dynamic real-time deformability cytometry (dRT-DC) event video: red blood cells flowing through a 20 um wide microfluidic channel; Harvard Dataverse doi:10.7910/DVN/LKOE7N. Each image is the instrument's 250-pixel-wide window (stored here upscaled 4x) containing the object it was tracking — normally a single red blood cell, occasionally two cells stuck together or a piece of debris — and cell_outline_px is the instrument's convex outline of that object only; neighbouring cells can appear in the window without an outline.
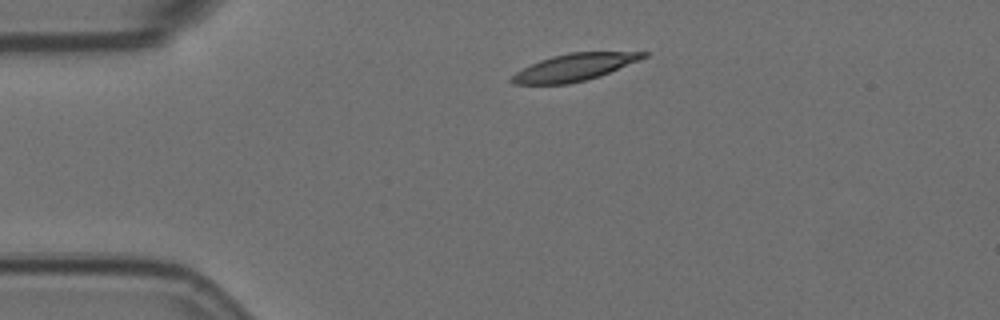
{"species": "Egyptian fruit bat (a non-hibernating species)", "species_latin": "Rousettus aegyptiacus", "temperature_condition": "room temperature", "stored_images_in_passage": 46, "camera_frame_rate_fps": 3000, "um_per_image_px": 0.085, "animal": {"sex": "female"}, "frame": {"image": 1, "passage_image": 1, "time_ms": 0.0, "image_size_px": [1000, 320], "cell_outline_px": [[648, 56], [640, 60], [600, 76], [568, 84], [512, 84], [508, 80], [516, 72], [540, 60], [552, 56], [568, 52], [648, 52]], "centroid_in_image_um": [48.82, 5.72], "position_along_channel_um": 36.2, "area_um2": 20.69}}
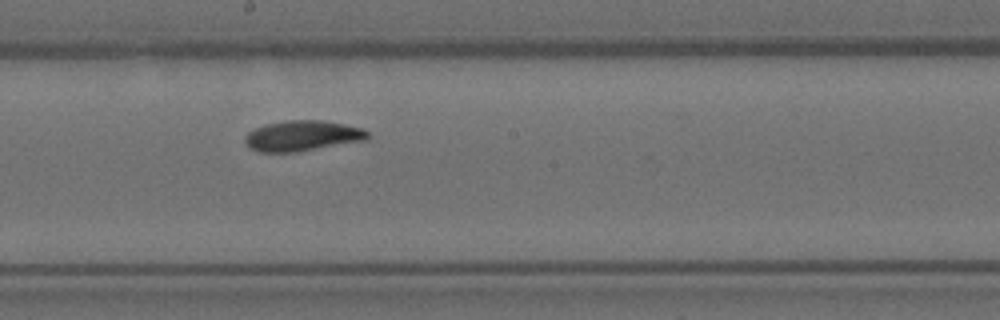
{"frame": {"image": 2, "passage_image": 20, "time_ms": 6.333, "image_size_px": [1000, 320], "cell_outline_px": [[368, 140], [296, 152], [260, 152], [248, 148], [244, 140], [244, 136], [248, 132], [264, 124], [284, 120], [320, 120], [344, 124], [364, 128], [368, 132]], "centroid_in_image_um": [25.69, 11.54], "position_along_channel_um": 222.5, "area_um2": 22.02}}
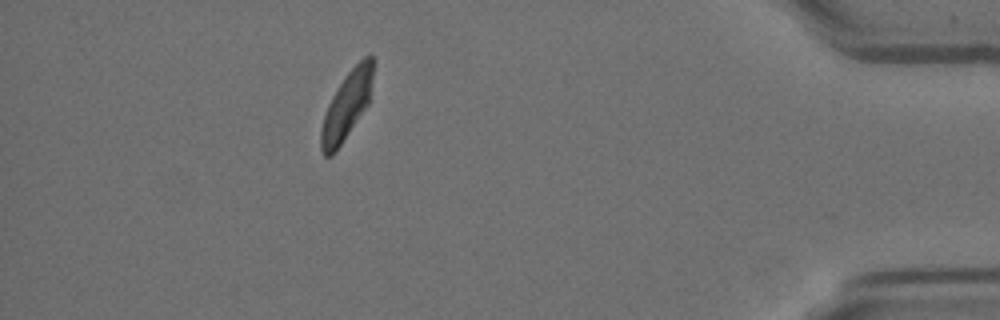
{"frame": {"image": 3, "passage_image": 40, "time_ms": 13.0, "image_size_px": [1000, 320], "cell_outline_px": [[372, 76], [368, 104], [332, 156], [324, 156], [320, 148], [320, 132], [324, 116], [328, 104], [332, 96], [344, 76], [368, 52], [372, 52]], "centroid_in_image_um": [29.44, 8.96], "position_along_channel_um": 405.8, "area_um2": 20.11}, "authors_computed_cell_mechanics": {"area_um2": 21.1548, "velocity_mm_per_s": 3.5223, "shape_relaxation_time_tau1_ms": 4.5966, "shape_relaxation_time_tau2_ms": 2.2565, "deformation_change_tau1": 0.152, "deformation_change_tau2": 0.0664}}